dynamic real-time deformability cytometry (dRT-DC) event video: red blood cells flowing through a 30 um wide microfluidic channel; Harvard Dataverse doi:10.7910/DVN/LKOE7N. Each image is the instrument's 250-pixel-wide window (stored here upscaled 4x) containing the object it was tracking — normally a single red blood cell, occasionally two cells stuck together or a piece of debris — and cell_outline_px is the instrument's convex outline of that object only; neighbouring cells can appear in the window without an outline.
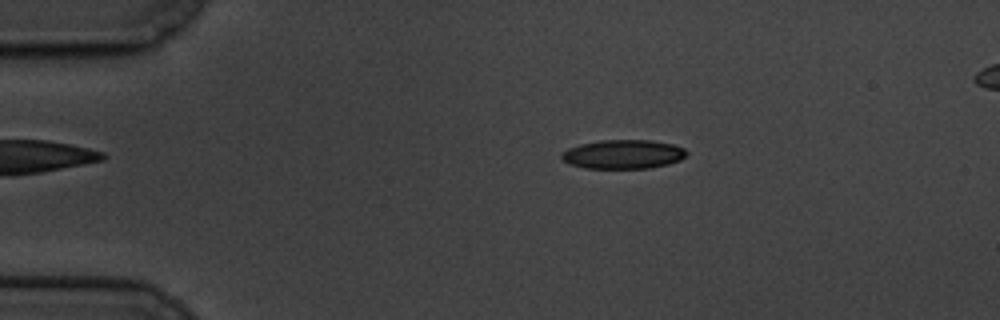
{"species": "common noctule bat (a hibernating species)", "species_latin": "Nyctalus noctula", "temperature_condition": "cold", "stored_images_in_passage": 60, "camera_frame_rate_fps": 3000, "um_per_image_px": 0.085, "animal": {"sex": "male", "body_mass_g": 19.5, "forearm_length_mm": 54.6}, "frame": {"image": 1, "passage_image": 11, "time_ms": 3.333, "image_size_px": [1000, 320], "cell_outline_px": [[688, 152], [680, 160], [668, 164], [648, 168], [584, 168], [568, 164], [560, 156], [560, 152], [568, 148], [580, 144], [600, 140], [652, 140], [672, 144], [684, 148]], "centroid_in_image_um": [52.94, 13.11], "position_along_channel_um": 32.1, "area_um2": 21.21}}
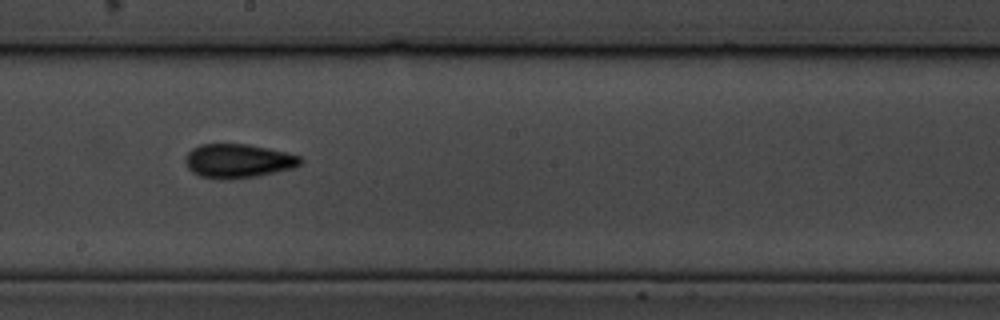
{"frame": {"image": 2, "passage_image": 33, "time_ms": 10.667, "image_size_px": [1000, 320], "cell_outline_px": [[304, 160], [300, 164], [292, 168], [256, 176], [200, 176], [192, 172], [188, 168], [184, 160], [188, 152], [192, 148], [200, 144], [248, 144], [268, 148], [300, 156]], "centroid_in_image_um": [20.24, 13.62], "position_along_channel_um": 228.0, "area_um2": 21.91}}
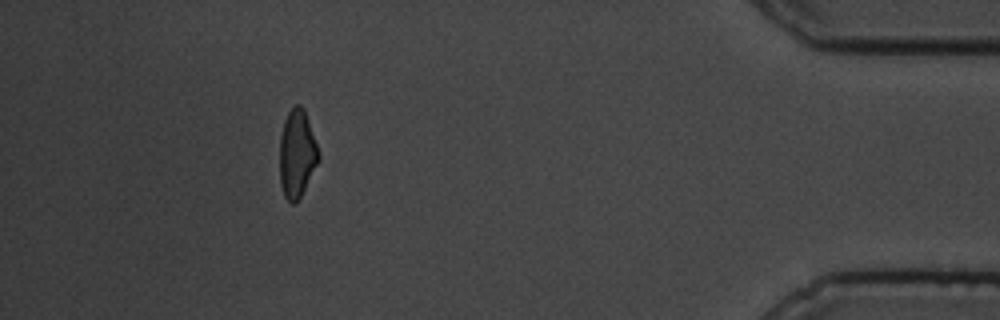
{"frame": {"image": 3, "passage_image": 54, "time_ms": 17.667, "image_size_px": [1000, 320], "cell_outline_px": [[320, 160], [296, 204], [292, 204], [284, 196], [280, 184], [280, 136], [284, 120], [288, 112], [296, 104], [300, 104], [304, 108], [320, 156]], "centroid_in_image_um": [25.24, 13.08], "position_along_channel_um": 410.0, "area_um2": 19.88}, "authors_computed_cell_mechanics": {"area_um2": 21.097, "velocity_mm_per_s": 3.3483, "shape_relaxation_time_tau1_ms": 7.098, "shape_relaxation_time_tau2_ms": 2.4219, "deformation_change_tau1": 0.1565, "deformation_change_tau2": 0.0838}}